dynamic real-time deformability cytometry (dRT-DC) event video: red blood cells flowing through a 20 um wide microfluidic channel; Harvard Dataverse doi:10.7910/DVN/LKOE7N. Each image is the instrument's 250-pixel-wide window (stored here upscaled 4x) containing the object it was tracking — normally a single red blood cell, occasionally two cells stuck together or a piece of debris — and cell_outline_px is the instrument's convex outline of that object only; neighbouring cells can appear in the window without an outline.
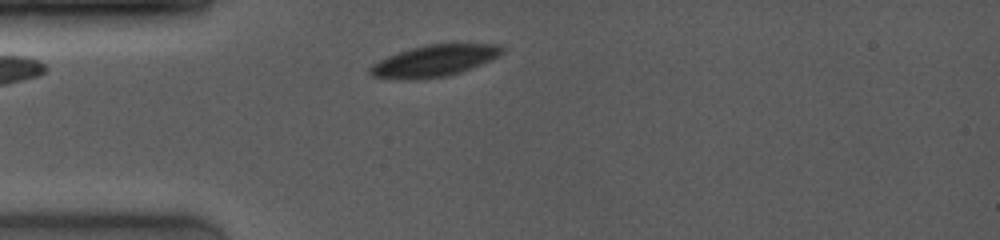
{"species": "common noctule bat (a hibernating species)", "species_latin": "Nyctalus noctula", "temperature_condition": "room temperature", "stored_images_in_passage": 7, "camera_frame_rate_fps": 4000, "um_per_image_px": 0.085, "animal": {"sex": "female", "body_mass_g": 19.0, "forearm_length_mm": 53.3}, "frame": {"image": 1, "passage_image": 2, "time_ms": 1.0, "image_size_px": [1000, 240], "cell_outline_px": [[504, 52], [500, 56], [492, 60], [472, 68], [460, 72], [444, 76], [420, 80], [404, 80], [372, 76], [368, 72], [368, 68], [372, 64], [388, 56], [412, 48], [428, 44], [500, 44], [504, 48]], "centroid_in_image_um": [36.93, 5.18], "position_along_channel_um": 48.1, "area_um2": 24.33}}
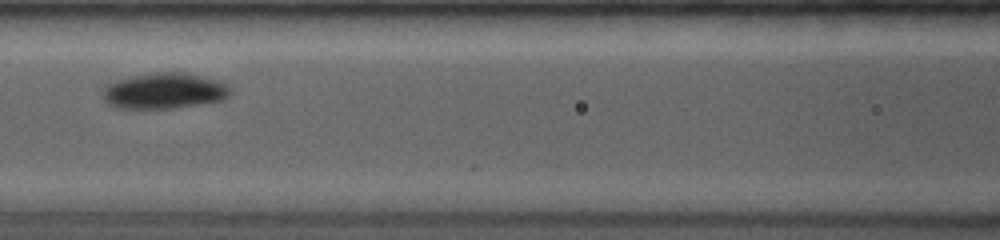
{"frame": {"image": 2, "passage_image": 5, "time_ms": 4.0, "image_size_px": [1000, 240], "cell_outline_px": [[232, 92], [224, 100], [200, 104], [172, 108], [120, 108], [108, 104], [104, 100], [104, 84], [116, 80], [132, 76], [156, 72], [180, 72], [212, 80], [224, 84]], "centroid_in_image_um": [13.9, 7.73], "position_along_channel_um": 152.7, "area_um2": 26.18}}